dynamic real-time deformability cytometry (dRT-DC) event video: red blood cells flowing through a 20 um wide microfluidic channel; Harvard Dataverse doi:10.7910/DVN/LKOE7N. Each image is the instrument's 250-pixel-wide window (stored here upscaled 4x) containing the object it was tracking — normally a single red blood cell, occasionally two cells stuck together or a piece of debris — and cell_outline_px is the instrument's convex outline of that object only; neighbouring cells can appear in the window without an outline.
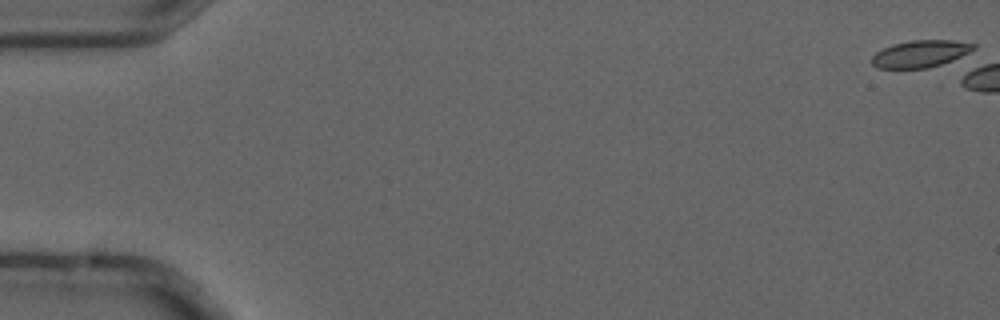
{"species": "common noctule bat (a hibernating species)", "species_latin": "Nyctalus noctula", "temperature_condition": "cold", "stored_images_in_passage": 1, "camera_frame_rate_fps": 3000, "um_per_image_px": 0.085, "animal": {"sex": "male", "forearm_length_mm": 52.5}, "frame": {"image": 1, "passage_image": 1, "time_ms": 0.0, "image_size_px": [1000, 320], "cell_outline_px": [[976, 48], [952, 60], [928, 68], [876, 68], [872, 64], [872, 56], [876, 52], [892, 44], [912, 40], [952, 40], [976, 44]], "centroid_in_image_um": [78.21, 4.56], "position_along_channel_um": 6.8, "area_um2": 15.9}}